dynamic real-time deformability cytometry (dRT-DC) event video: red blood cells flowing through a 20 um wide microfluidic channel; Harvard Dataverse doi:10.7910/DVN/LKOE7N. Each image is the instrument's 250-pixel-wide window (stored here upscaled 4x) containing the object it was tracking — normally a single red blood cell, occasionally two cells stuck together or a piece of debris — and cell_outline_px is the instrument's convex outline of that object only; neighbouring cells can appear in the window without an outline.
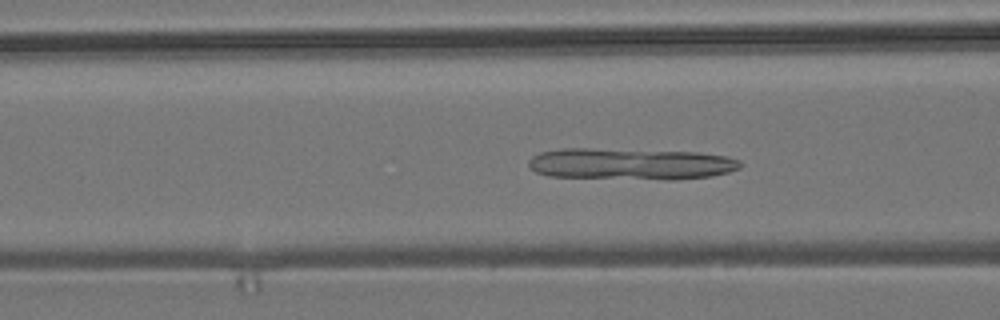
{"species": "common noctule bat (a hibernating species)", "species_latin": "Nyctalus noctula", "temperature_condition": "room temperature", "stored_images_in_passage": 28, "camera_frame_rate_fps": 3000, "um_per_image_px": 0.085, "animal": {"sex": "male", "body_mass_g": 19.2, "forearm_length_mm": 51.8}, "frame": {"image": 1, "passage_image": 21, "time_ms": 6.667, "image_size_px": [1000, 320], "cell_outline_px": [[744, 164], [740, 168], [728, 172], [712, 176], [676, 180], [668, 180], [548, 176], [536, 172], [528, 168], [528, 160], [532, 156], [540, 152], [560, 148], [588, 148], [696, 152], [728, 156], [740, 160]], "centroid_in_image_um": [53.61, 13.93], "position_along_channel_um": 113.0, "area_um2": 39.48}}
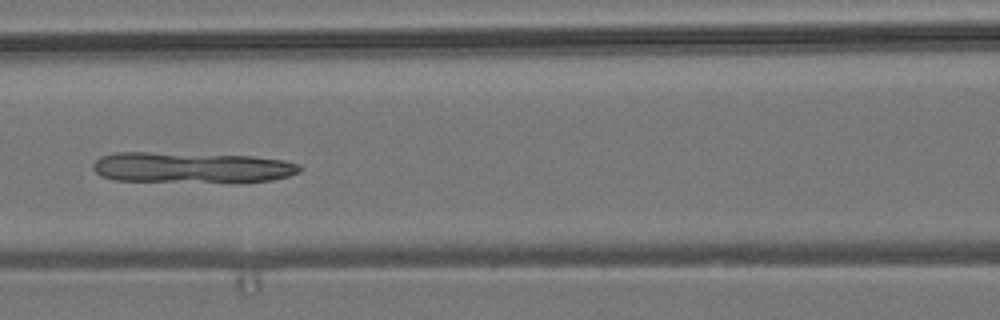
{"frame": {"image": 2, "passage_image": 24, "time_ms": 7.667, "image_size_px": [1000, 320], "cell_outline_px": [[304, 168], [300, 172], [288, 176], [272, 180], [240, 184], [228, 184], [116, 180], [100, 176], [92, 168], [92, 164], [100, 156], [116, 152], [148, 152], [252, 156], [284, 160], [300, 164]], "centroid_in_image_um": [16.35, 14.27], "position_along_channel_um": 150.3, "area_um2": 38.44}}
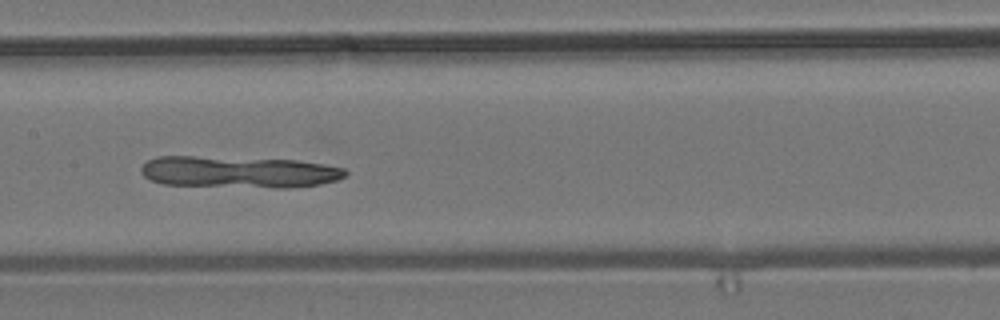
{"frame": {"image": 3, "passage_image": 27, "time_ms": 8.667, "image_size_px": [1000, 320], "cell_outline_px": [[348, 172], [344, 176], [336, 180], [320, 184], [288, 188], [272, 188], [164, 184], [148, 180], [140, 172], [140, 168], [148, 160], [156, 156], [192, 156], [296, 160], [324, 164], [344, 168]], "centroid_in_image_um": [20.27, 14.62], "position_along_channel_um": 187.1, "area_um2": 37.86}}